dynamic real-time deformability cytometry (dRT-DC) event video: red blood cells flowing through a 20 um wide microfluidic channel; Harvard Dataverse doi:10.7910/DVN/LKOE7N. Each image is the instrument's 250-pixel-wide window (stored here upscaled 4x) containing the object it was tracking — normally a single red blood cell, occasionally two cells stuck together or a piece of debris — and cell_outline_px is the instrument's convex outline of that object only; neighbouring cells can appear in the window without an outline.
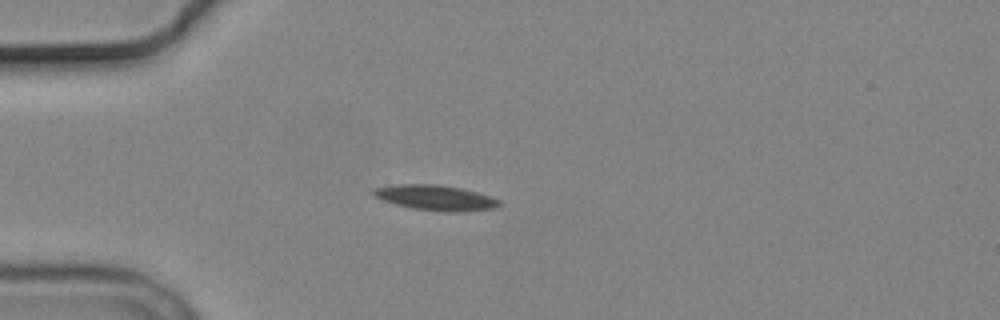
{"species": "common noctule bat (a hibernating species)", "species_latin": "Nyctalus noctula", "temperature_condition": "cold", "stored_images_in_passage": 3, "camera_frame_rate_fps": 3000, "um_per_image_px": 0.085, "animal": {"sex": "male", "body_mass_g": 19.2, "forearm_length_mm": 51.8}, "frame": {"image": 1, "passage_image": 3, "time_ms": 2.333, "image_size_px": [1000, 320], "cell_outline_px": [[504, 204], [496, 208], [460, 212], [444, 212], [412, 208], [396, 204], [372, 196], [372, 188], [396, 184], [436, 184], [460, 188], [492, 196], [500, 200]], "centroid_in_image_um": [37.05, 16.81], "position_along_channel_um": 47.9, "area_um2": 18.73}}